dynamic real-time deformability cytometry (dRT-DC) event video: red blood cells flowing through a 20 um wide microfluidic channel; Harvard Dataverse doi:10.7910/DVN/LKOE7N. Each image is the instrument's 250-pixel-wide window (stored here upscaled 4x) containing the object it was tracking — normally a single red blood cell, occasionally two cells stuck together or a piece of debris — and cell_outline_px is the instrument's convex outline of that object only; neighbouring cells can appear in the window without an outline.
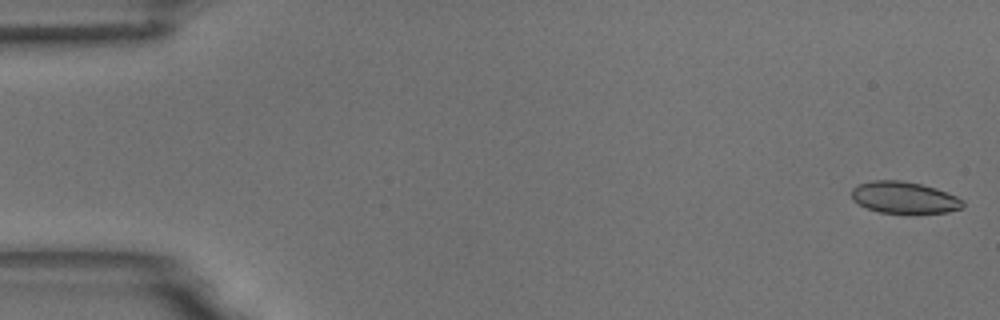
{"species": "common noctule bat (a hibernating species)", "species_latin": "Nyctalus noctula", "temperature_condition": "room temperature", "stored_images_in_passage": 59, "camera_frame_rate_fps": 3000, "um_per_image_px": 0.085, "animal": {"sex": "male", "body_mass_g": 18.8}, "frame": {"image": 1, "passage_image": 2, "time_ms": 0.333, "image_size_px": [1000, 320], "cell_outline_px": [[964, 208], [948, 212], [880, 212], [868, 208], [852, 200], [852, 188], [860, 184], [872, 180], [900, 180], [920, 184], [936, 188], [956, 196], [964, 200]], "centroid_in_image_um": [76.88, 16.78], "position_along_channel_um": 8.1, "area_um2": 20.29}}
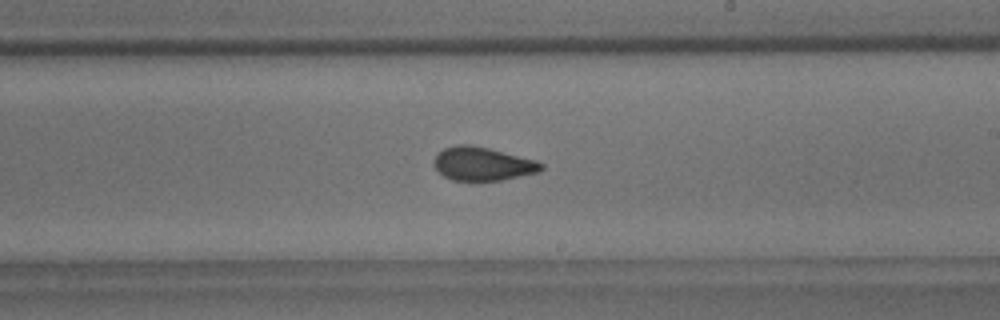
{"frame": {"image": 2, "passage_image": 35, "time_ms": 11.333, "image_size_px": [1000, 320], "cell_outline_px": [[544, 168], [540, 172], [500, 180], [452, 180], [444, 176], [432, 164], [432, 160], [444, 148], [456, 144], [472, 144], [536, 160], [544, 164]], "centroid_in_image_um": [41.02, 13.91], "position_along_channel_um": 248.0, "area_um2": 20.92}}
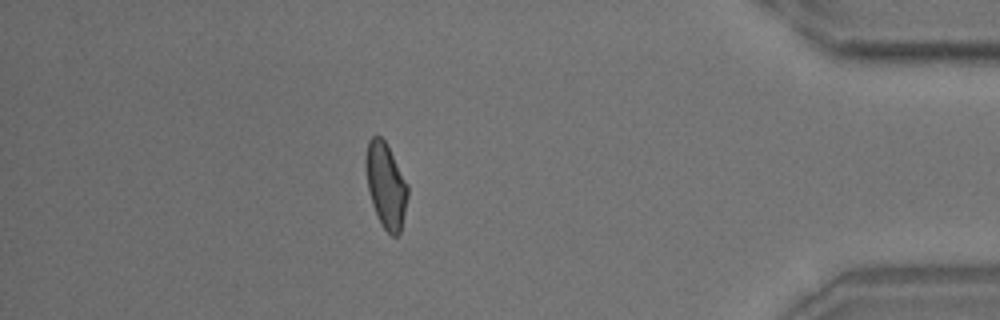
{"frame": {"image": 3, "passage_image": 52, "time_ms": 17.0, "image_size_px": [1000, 320], "cell_outline_px": [[408, 196], [400, 232], [396, 236], [392, 236], [380, 224], [372, 204], [368, 188], [364, 164], [364, 156], [368, 140], [372, 136], [380, 136], [384, 140], [408, 184]], "centroid_in_image_um": [32.77, 15.74], "position_along_channel_um": 402.4, "area_um2": 20.81}, "authors_computed_cell_mechanics": {"area_um2": 21.097, "velocity_mm_per_s": 3.4616, "shape_relaxation_time_tau1_ms": 8.1066, "shape_relaxation_time_tau2_ms": 2.023, "deformation_change_tau1": 0.1548, "deformation_change_tau2": 0.0617}}